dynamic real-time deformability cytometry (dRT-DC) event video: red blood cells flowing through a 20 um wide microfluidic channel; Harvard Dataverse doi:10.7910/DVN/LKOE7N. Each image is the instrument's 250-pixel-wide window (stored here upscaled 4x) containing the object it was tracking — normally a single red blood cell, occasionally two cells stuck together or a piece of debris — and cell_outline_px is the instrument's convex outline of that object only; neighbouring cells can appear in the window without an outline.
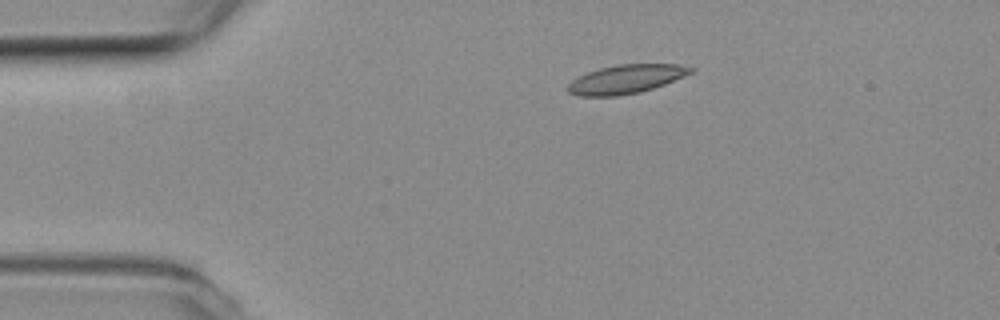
{"species": "common noctule bat (a hibernating species)", "species_latin": "Nyctalus noctula", "temperature_condition": "room temperature", "stored_images_in_passage": 4, "camera_frame_rate_fps": 3000, "um_per_image_px": 0.085, "animal": {"sex": "female", "body_mass_g": 19.3, "forearm_length_mm": 54.1}, "frame": {"image": 1, "passage_image": 3, "time_ms": 0.667, "image_size_px": [1000, 320], "cell_outline_px": [[696, 72], [664, 84], [640, 92], [616, 96], [580, 96], [568, 92], [568, 84], [572, 80], [588, 72], [600, 68], [620, 64], [676, 64], [696, 68]], "centroid_in_image_um": [53.26, 6.72], "position_along_channel_um": 31.7, "area_um2": 20.52}}